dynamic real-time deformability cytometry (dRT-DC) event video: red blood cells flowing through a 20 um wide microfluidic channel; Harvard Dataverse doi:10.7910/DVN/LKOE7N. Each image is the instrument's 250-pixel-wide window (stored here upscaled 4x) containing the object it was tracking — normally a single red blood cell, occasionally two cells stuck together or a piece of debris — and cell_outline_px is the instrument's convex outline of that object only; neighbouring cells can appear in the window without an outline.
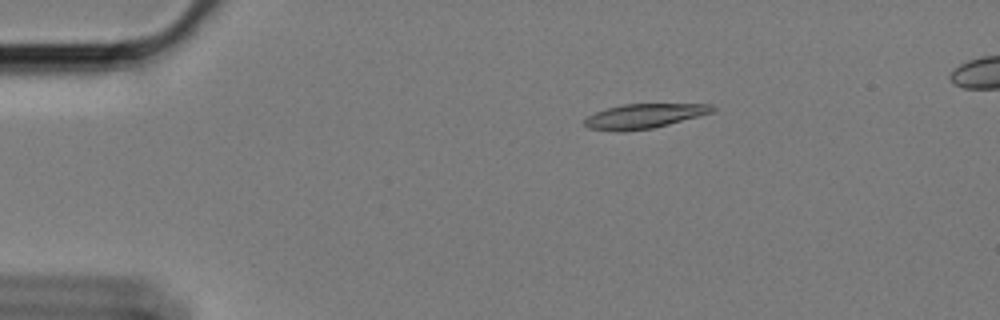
{"species": "Egyptian fruit bat (a non-hibernating species)", "species_latin": "Rousettus aegyptiacus", "temperature_condition": "cold", "stored_images_in_passage": 50, "camera_frame_rate_fps": 3000, "um_per_image_px": 0.085, "animal": {"sex": "female"}, "frame": {"image": 1, "passage_image": 1, "time_ms": 0.0, "image_size_px": [1000, 320], "cell_outline_px": [[716, 108], [712, 112], [668, 124], [652, 128], [588, 128], [584, 124], [584, 120], [588, 116], [596, 112], [608, 108], [624, 104], [712, 104]], "centroid_in_image_um": [54.83, 9.8], "position_along_channel_um": 30.2, "area_um2": 17.11}}
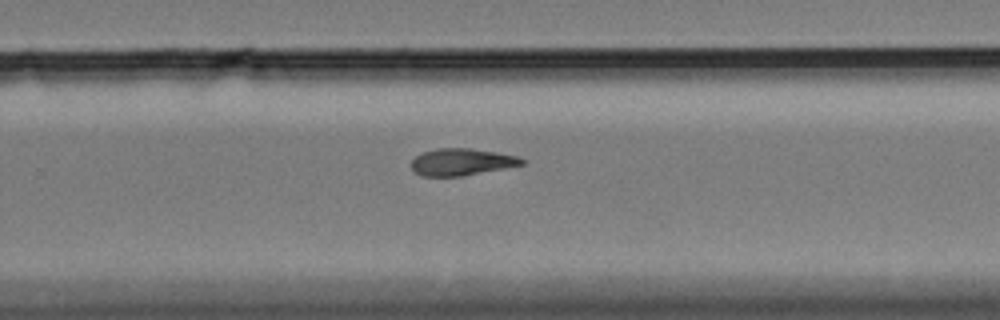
{"frame": {"image": 2, "passage_image": 29, "time_ms": 9.333, "image_size_px": [1000, 320], "cell_outline_px": [[524, 164], [464, 176], [420, 176], [412, 168], [412, 160], [416, 156], [424, 152], [436, 148], [472, 148], [496, 152], [516, 156], [524, 160]], "centroid_in_image_um": [39.22, 13.76], "position_along_channel_um": 290.6, "area_um2": 17.22}}
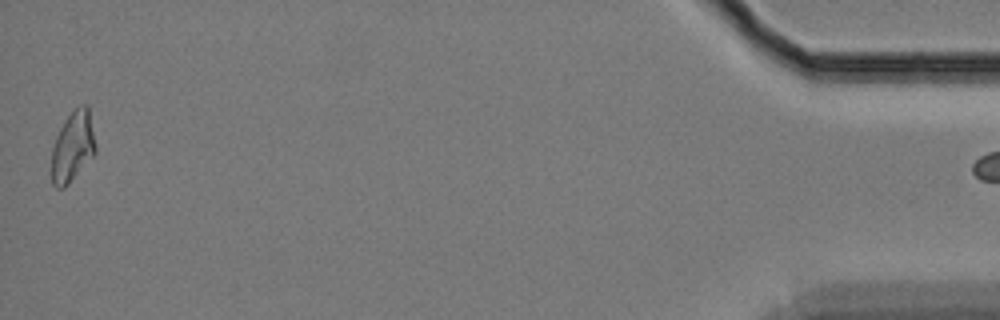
{"frame": {"image": 3, "passage_image": 49, "time_ms": 16.0, "image_size_px": [1000, 320], "cell_outline_px": [[96, 152], [68, 184], [64, 188], [56, 188], [52, 184], [52, 148], [56, 136], [60, 128], [68, 116], [80, 104], [88, 104], [96, 144]], "centroid_in_image_um": [6.19, 12.45], "position_along_channel_um": 429.0, "area_um2": 17.92}}